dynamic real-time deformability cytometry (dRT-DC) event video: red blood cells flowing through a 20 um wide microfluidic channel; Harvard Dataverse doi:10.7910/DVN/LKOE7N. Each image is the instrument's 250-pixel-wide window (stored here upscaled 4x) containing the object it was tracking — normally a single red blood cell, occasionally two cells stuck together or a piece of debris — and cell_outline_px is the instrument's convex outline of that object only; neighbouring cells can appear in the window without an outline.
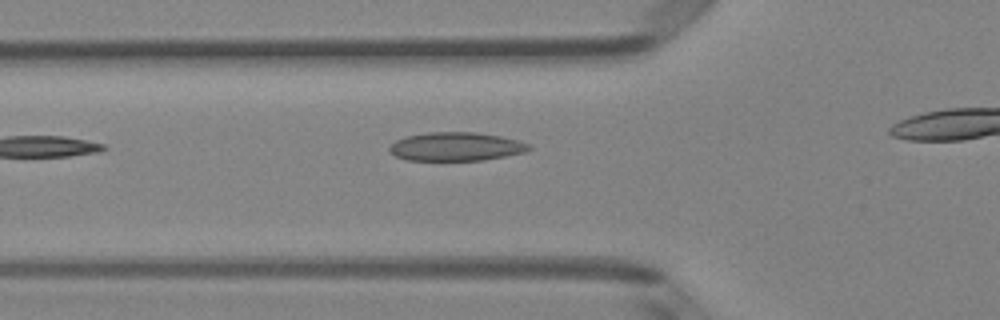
{"species": "Egyptian fruit bat (a non-hibernating species)", "species_latin": "Rousettus aegyptiacus", "temperature_condition": "room temperature", "stored_images_in_passage": 7, "camera_frame_rate_fps": 3000, "um_per_image_px": 0.085, "animal": {"sex": "female"}, "frame": {"image": 1, "passage_image": 2, "time_ms": 0.333, "image_size_px": [1000, 320], "cell_outline_px": [[532, 148], [524, 152], [484, 160], [408, 160], [396, 156], [388, 152], [388, 148], [396, 140], [404, 136], [428, 132], [476, 132], [500, 136], [516, 140], [528, 144]], "centroid_in_image_um": [38.71, 12.45], "position_along_channel_um": 87.1, "area_um2": 23.18}}